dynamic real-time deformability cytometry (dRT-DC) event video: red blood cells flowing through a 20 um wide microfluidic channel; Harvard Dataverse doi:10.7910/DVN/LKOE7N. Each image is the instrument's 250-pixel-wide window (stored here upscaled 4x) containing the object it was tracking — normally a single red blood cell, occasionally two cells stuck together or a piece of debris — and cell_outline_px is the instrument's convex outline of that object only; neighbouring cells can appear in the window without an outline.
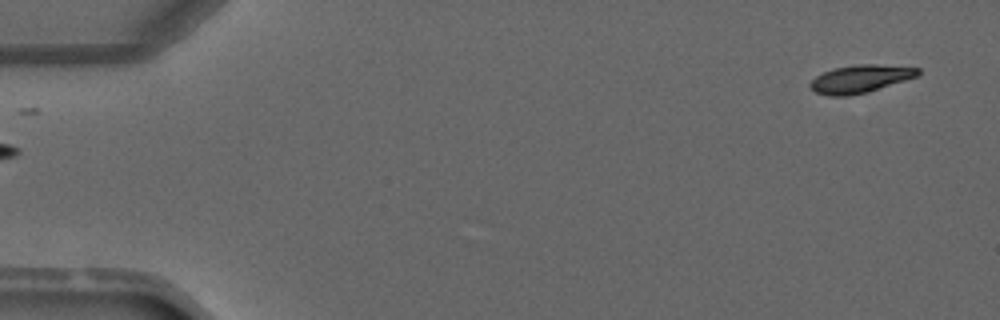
{"species": "common noctule bat (a hibernating species)", "species_latin": "Nyctalus noctula", "temperature_condition": "warm", "stored_images_in_passage": 2, "camera_frame_rate_fps": 3000, "um_per_image_px": 0.085, "animal": {"sex": "male", "forearm_length_mm": 52.5}, "frame": {"image": 1, "passage_image": 1, "time_ms": 0.0, "image_size_px": [1000, 320], "cell_outline_px": [[920, 72], [916, 76], [868, 92], [848, 96], [832, 96], [816, 92], [808, 84], [816, 76], [824, 72], [836, 68], [856, 64], [876, 64], [920, 68]], "centroid_in_image_um": [73.11, 6.7], "position_along_channel_um": 11.9, "area_um2": 17.17}}